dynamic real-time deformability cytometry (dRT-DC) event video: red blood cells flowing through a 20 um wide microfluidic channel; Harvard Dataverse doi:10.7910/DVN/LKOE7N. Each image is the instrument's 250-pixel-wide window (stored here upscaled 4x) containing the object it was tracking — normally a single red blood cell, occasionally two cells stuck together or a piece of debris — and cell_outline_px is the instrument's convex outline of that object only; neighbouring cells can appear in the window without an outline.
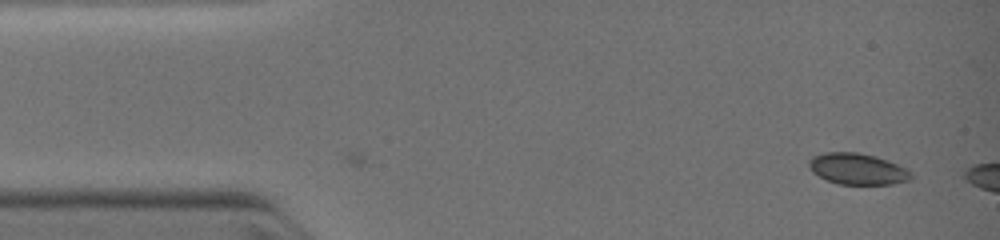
{"species": "common noctule bat (a hibernating species)", "species_latin": "Nyctalus noctula", "temperature_condition": "warm", "stored_images_in_passage": 4, "camera_frame_rate_fps": 3000, "um_per_image_px": 0.085, "animal": {"sex": "female", "body_mass_g": 19.0, "forearm_length_mm": 51.5}, "frame": {"image": 1, "passage_image": 4, "time_ms": 1.0, "image_size_px": [1000, 240], "cell_outline_px": [[912, 176], [908, 180], [892, 184], [836, 184], [812, 172], [808, 164], [808, 160], [812, 156], [824, 152], [856, 152], [876, 156], [908, 168], [912, 172]], "centroid_in_image_um": [72.88, 14.35], "position_along_channel_um": 12.1, "area_um2": 18.67}}